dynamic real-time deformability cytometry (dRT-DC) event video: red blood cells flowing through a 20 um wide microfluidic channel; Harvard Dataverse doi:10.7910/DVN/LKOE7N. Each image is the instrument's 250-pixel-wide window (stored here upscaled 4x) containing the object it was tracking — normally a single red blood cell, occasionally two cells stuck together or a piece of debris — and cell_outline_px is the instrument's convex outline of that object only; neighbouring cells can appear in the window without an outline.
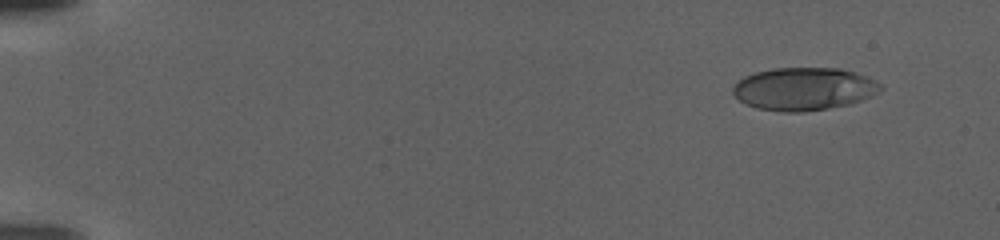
{"species": "human", "species_latin": "Homo sapiens", "temperature_condition": "warm", "stored_images_in_passage": 76, "camera_frame_rate_fps": 3000, "um_per_image_px": 0.085, "donor": {"sex": "female"}, "frame": {"image": 1, "passage_image": 4, "time_ms": 1.0, "image_size_px": [1000, 240], "cell_outline_px": [[884, 88], [880, 92], [872, 96], [848, 104], [828, 108], [804, 112], [784, 112], [756, 108], [744, 104], [732, 92], [732, 88], [744, 76], [756, 72], [772, 68], [840, 68], [864, 76], [880, 84]], "centroid_in_image_um": [68.31, 7.56], "position_along_channel_um": 16.7, "area_um2": 36.65}}
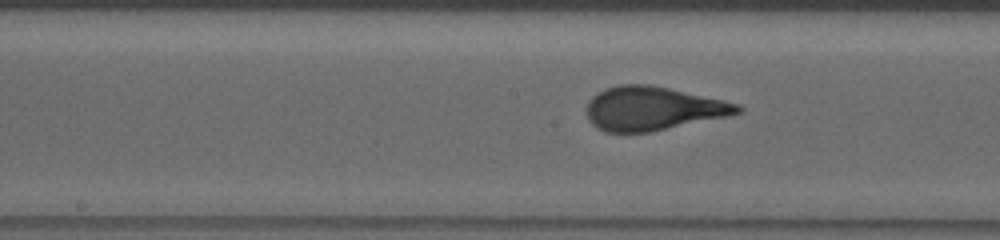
{"frame": {"image": 2, "passage_image": 40, "time_ms": 13.0, "image_size_px": [1000, 240], "cell_outline_px": [[744, 108], [740, 112], [728, 116], [648, 132], [604, 132], [596, 128], [588, 120], [588, 100], [592, 96], [616, 84], [648, 84], [668, 88], [724, 100], [740, 104]], "centroid_in_image_um": [55.49, 9.22], "position_along_channel_um": 192.7, "area_um2": 38.21}}
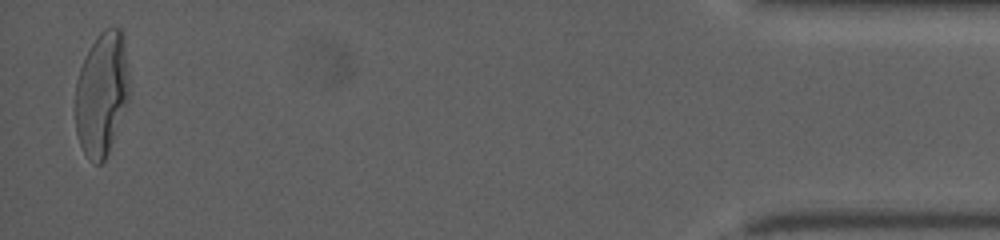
{"frame": {"image": 3, "passage_image": 76, "time_ms": 25.0, "image_size_px": [1000, 240], "cell_outline_px": [[128, 100], [108, 152], [104, 160], [100, 164], [96, 164], [84, 152], [80, 144], [76, 132], [76, 80], [80, 68], [92, 44], [100, 32], [104, 28], [120, 28], [124, 32], [128, 72]], "centroid_in_image_um": [8.65, 7.93], "position_along_channel_um": 426.5, "area_um2": 38.44}}